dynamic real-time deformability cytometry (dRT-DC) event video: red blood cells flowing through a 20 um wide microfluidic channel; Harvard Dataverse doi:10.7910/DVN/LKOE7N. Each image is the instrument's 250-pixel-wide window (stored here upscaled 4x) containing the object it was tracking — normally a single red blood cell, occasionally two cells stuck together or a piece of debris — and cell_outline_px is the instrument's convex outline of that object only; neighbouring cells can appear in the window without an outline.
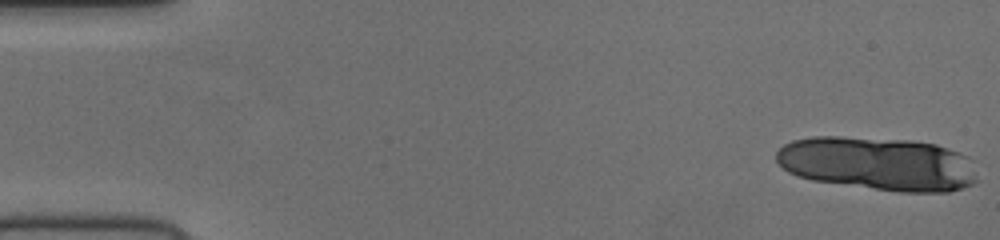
{"species": "human", "species_latin": "Homo sapiens", "temperature_condition": "cold", "stored_images_in_passage": 16, "camera_frame_rate_fps": 3000, "um_per_image_px": 0.085, "donor": {"sex": "female"}, "frame": {"image": 1, "passage_image": 1, "time_ms": 0.0, "image_size_px": [1000, 240], "cell_outline_px": [[976, 180], [972, 184], [948, 192], [900, 192], [812, 180], [788, 172], [776, 160], [776, 152], [784, 144], [792, 140], [812, 136], [840, 136], [912, 140], [936, 144], [960, 152], [968, 156]], "centroid_in_image_um": [74.6, 13.9], "position_along_channel_um": 10.4, "area_um2": 62.71}}